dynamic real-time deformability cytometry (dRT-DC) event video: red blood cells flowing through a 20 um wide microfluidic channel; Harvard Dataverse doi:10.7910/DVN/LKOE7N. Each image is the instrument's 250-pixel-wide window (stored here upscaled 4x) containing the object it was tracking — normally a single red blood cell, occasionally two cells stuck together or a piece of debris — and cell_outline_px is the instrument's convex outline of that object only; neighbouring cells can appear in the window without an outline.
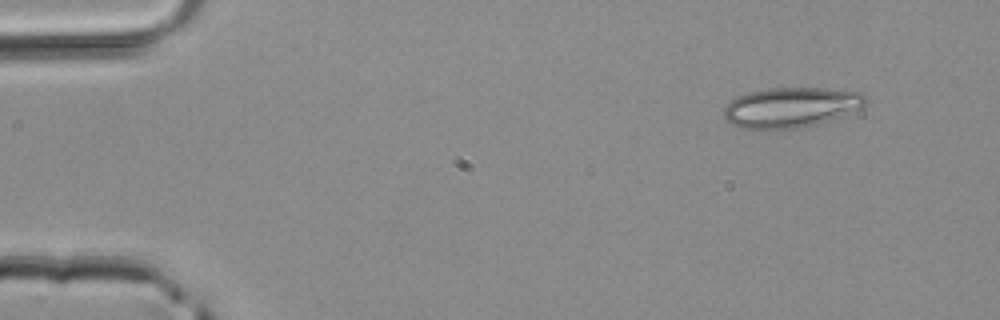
{"species": "common noctule bat (a hibernating species)", "species_latin": "Nyctalus noctula", "temperature_condition": "room temperature", "stored_images_in_passage": 4, "camera_frame_rate_fps": 3000, "um_per_image_px": 0.085, "animal": {"sex": "male", "body_mass_g": 20.4}, "frame": {"image": 1, "passage_image": 1, "time_ms": 0.0, "image_size_px": [1000, 320], "cell_outline_px": [[868, 100], [860, 108], [828, 120], [816, 124], [800, 128], [752, 132], [740, 128], [724, 120], [724, 108], [732, 100], [748, 92], [768, 88], [824, 88], [864, 92], [868, 96]], "centroid_in_image_um": [67.19, 9.16], "position_along_channel_um": 17.8, "area_um2": 33.76}}